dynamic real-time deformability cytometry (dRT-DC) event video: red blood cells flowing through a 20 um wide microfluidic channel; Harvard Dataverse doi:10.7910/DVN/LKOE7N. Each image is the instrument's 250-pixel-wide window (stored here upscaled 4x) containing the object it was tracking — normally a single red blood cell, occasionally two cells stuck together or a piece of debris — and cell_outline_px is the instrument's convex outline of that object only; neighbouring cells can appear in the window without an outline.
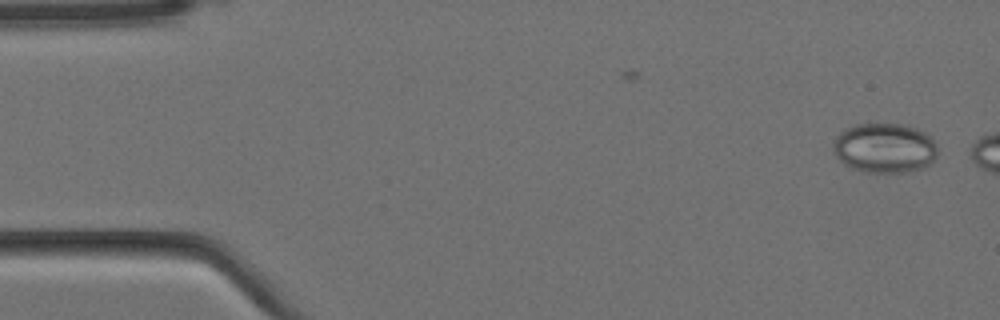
{"species": "Egyptian fruit bat (a non-hibernating species)", "species_latin": "Rousettus aegyptiacus", "temperature_condition": "cold", "stored_images_in_passage": 2, "camera_frame_rate_fps": 3000, "um_per_image_px": 0.085, "animal": {"sex": "female"}, "frame": {"image": 1, "passage_image": 2, "time_ms": 0.333, "image_size_px": [1000, 320], "cell_outline_px": [[936, 156], [924, 168], [908, 172], [868, 172], [852, 168], [844, 164], [836, 156], [832, 148], [832, 144], [836, 136], [844, 128], [856, 124], [908, 124], [932, 136], [936, 144]], "centroid_in_image_um": [75.18, 12.56], "position_along_channel_um": 9.8, "area_um2": 30.52}}